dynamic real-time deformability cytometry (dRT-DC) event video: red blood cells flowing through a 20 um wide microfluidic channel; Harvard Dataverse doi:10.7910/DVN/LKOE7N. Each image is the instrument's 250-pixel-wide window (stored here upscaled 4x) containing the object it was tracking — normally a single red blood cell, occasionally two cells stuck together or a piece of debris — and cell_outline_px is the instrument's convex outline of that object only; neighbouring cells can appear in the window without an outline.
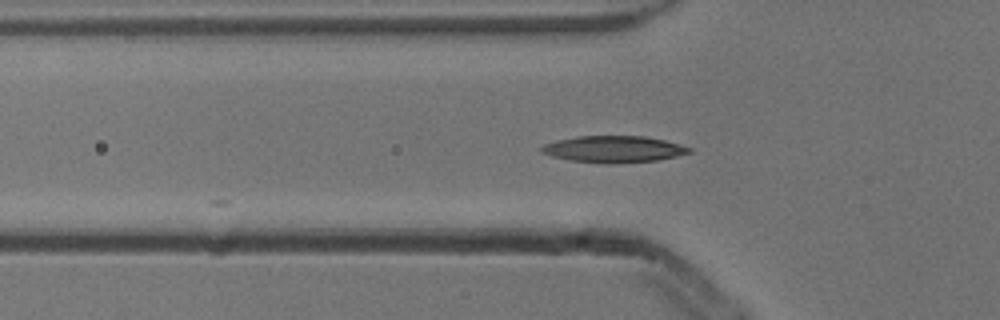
{"species": "common noctule bat (a hibernating species)", "species_latin": "Nyctalus noctula", "temperature_condition": "cold", "stored_images_in_passage": 9, "camera_frame_rate_fps": 3000, "um_per_image_px": 0.085, "animal": {"sex": "male", "body_mass_g": 13.3}, "frame": {"image": 1, "passage_image": 3, "time_ms": 0.667, "image_size_px": [1000, 320], "cell_outline_px": [[692, 152], [676, 156], [656, 160], [608, 164], [572, 160], [552, 156], [540, 152], [540, 148], [544, 144], [556, 140], [580, 136], [644, 136], [664, 140], [692, 148]], "centroid_in_image_um": [52.15, 12.67], "position_along_channel_um": 73.7, "area_um2": 22.72}}
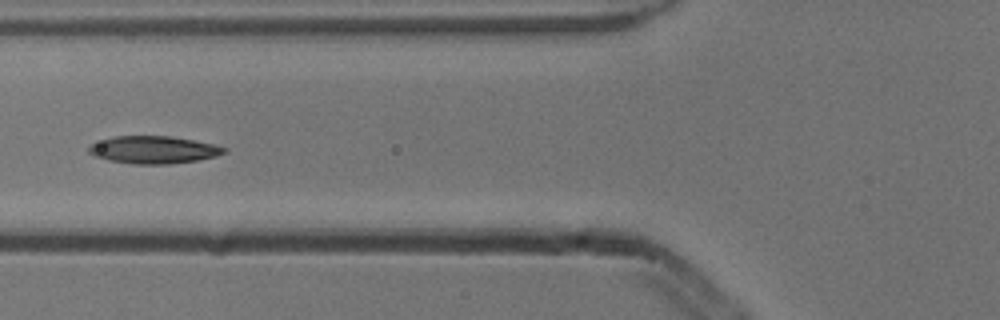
{"frame": {"image": 2, "passage_image": 6, "time_ms": 1.667, "image_size_px": [1000, 320], "cell_outline_px": [[228, 148], [224, 152], [216, 156], [196, 160], [168, 164], [132, 164], [108, 160], [92, 156], [88, 152], [88, 144], [112, 136], [168, 136], [192, 140], [212, 144]], "centroid_in_image_um": [12.96, 12.73], "position_along_channel_um": 112.8, "area_um2": 21.68}}
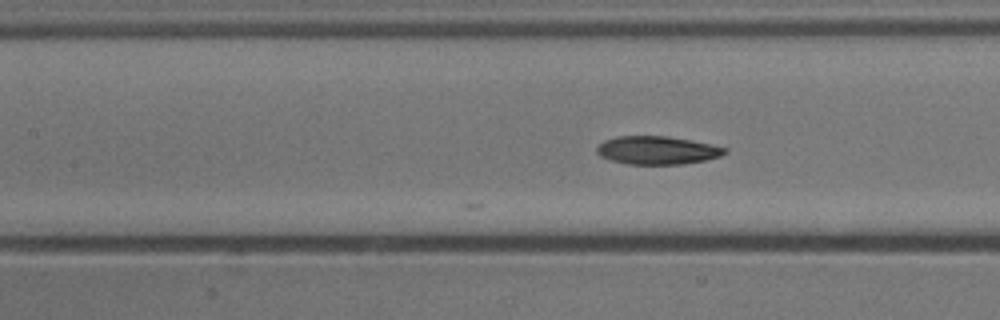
{"frame": {"image": 3, "passage_image": 9, "time_ms": 2.667, "image_size_px": [1000, 320], "cell_outline_px": [[728, 152], [720, 156], [704, 160], [680, 164], [628, 164], [612, 160], [600, 156], [596, 152], [596, 148], [604, 140], [616, 136], [668, 136], [692, 140], [712, 144], [728, 148]], "centroid_in_image_um": [55.88, 12.76], "position_along_channel_um": 151.5, "area_um2": 21.04}}